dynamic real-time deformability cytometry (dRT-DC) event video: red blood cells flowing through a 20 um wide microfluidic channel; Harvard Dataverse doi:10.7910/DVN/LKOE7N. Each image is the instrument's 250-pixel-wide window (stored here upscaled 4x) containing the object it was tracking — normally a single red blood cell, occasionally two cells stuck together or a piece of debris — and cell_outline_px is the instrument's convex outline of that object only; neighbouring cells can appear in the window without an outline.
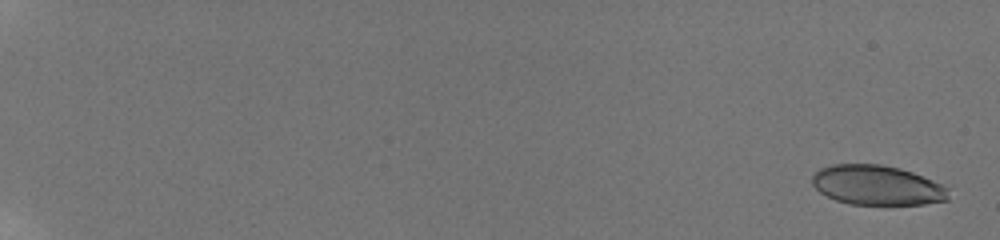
{"species": "human", "species_latin": "Homo sapiens", "temperature_condition": "room temperature", "stored_images_in_passage": 11, "camera_frame_rate_fps": 3000, "um_per_image_px": 0.085, "donor": {"sex": "male"}, "frame": {"image": 1, "passage_image": 2, "time_ms": 0.333, "image_size_px": [1000, 240], "cell_outline_px": [[948, 200], [924, 204], [848, 204], [836, 200], [820, 192], [812, 184], [812, 176], [820, 168], [832, 164], [880, 164], [900, 168], [912, 172], [932, 180], [948, 188]], "centroid_in_image_um": [74.54, 15.74], "position_along_channel_um": 10.5, "area_um2": 31.44}}
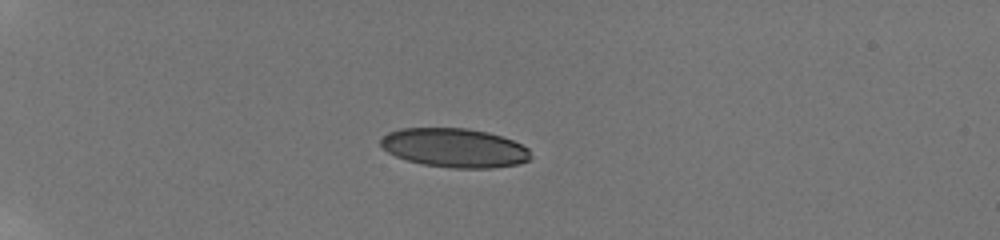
{"frame": {"image": 2, "passage_image": 10, "time_ms": 6.0, "image_size_px": [1000, 240], "cell_outline_px": [[532, 156], [528, 160], [520, 164], [492, 168], [452, 168], [424, 164], [408, 160], [396, 156], [388, 152], [380, 144], [380, 140], [388, 132], [400, 128], [464, 128], [484, 132], [500, 136], [512, 140], [528, 148]], "centroid_in_image_um": [38.64, 12.57], "position_along_channel_um": 46.4, "area_um2": 33.93}}